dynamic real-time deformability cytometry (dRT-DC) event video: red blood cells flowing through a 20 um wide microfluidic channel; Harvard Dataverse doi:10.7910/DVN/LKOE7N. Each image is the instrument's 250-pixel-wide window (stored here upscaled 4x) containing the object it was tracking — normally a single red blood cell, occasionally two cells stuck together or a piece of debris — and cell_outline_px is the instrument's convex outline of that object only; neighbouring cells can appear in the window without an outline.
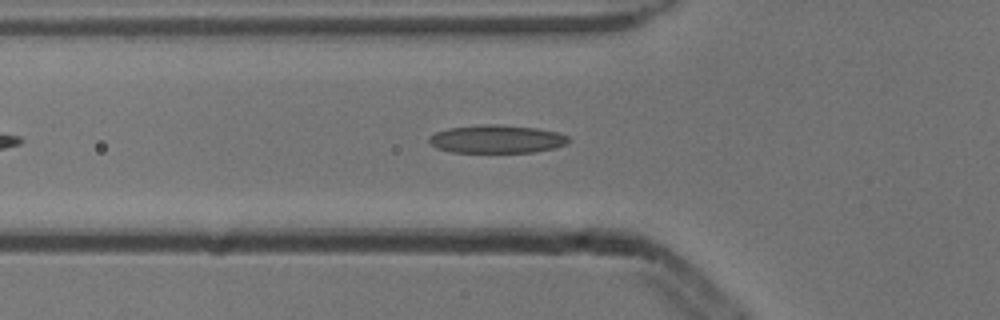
{"species": "common noctule bat (a hibernating species)", "species_latin": "Nyctalus noctula", "temperature_condition": "cold", "stored_images_in_passage": 39, "camera_frame_rate_fps": 3000, "um_per_image_px": 0.085, "animal": {"sex": "male", "body_mass_g": 13.3}, "frame": {"image": 1, "passage_image": 8, "time_ms": 2.333, "image_size_px": [1000, 320], "cell_outline_px": [[572, 140], [568, 144], [552, 148], [532, 152], [452, 152], [436, 148], [428, 140], [428, 136], [436, 132], [448, 128], [484, 124], [496, 124], [536, 128], [556, 132], [568, 136]], "centroid_in_image_um": [42.22, 11.82], "position_along_channel_um": 83.6, "area_um2": 22.83}}
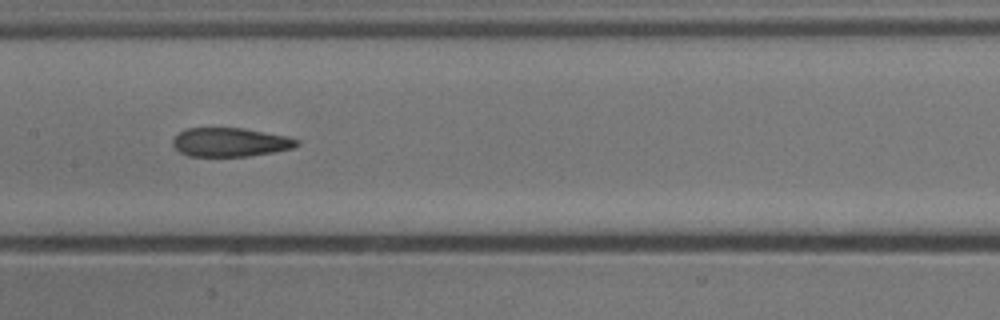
{"frame": {"image": 2, "passage_image": 16, "time_ms": 5.0, "image_size_px": [1000, 320], "cell_outline_px": [[300, 144], [292, 148], [276, 152], [248, 156], [188, 156], [180, 152], [172, 144], [172, 140], [180, 132], [188, 128], [244, 128], [288, 136], [300, 140]], "centroid_in_image_um": [19.61, 12.09], "position_along_channel_um": 187.8, "area_um2": 20.92}}
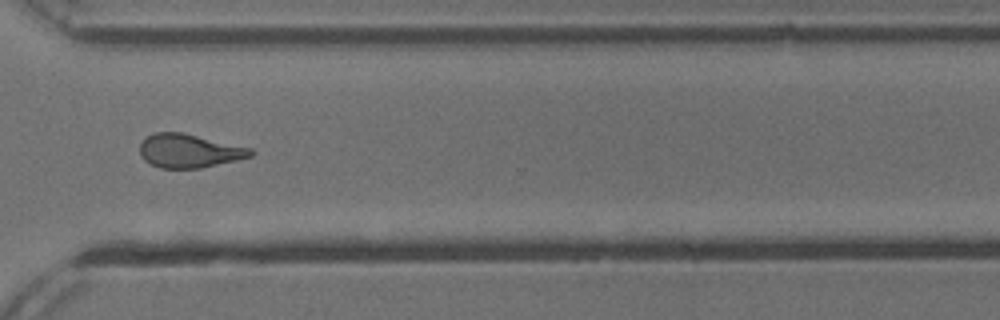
{"frame": {"image": 3, "passage_image": 29, "time_ms": 9.333, "image_size_px": [1000, 320], "cell_outline_px": [[256, 152], [252, 156], [236, 160], [200, 168], [160, 168], [144, 160], [140, 156], [140, 144], [148, 136], [156, 132], [180, 132], [252, 148]], "centroid_in_image_um": [16.09, 12.83], "position_along_channel_um": 354.5, "area_um2": 21.56}, "authors_computed_cell_mechanics": {"area_um2": 21.7906, "velocity_mm_per_s": 3.8654, "shape_relaxation_time_tau1_ms": 8.0297, "shape_relaxation_time_tau2_ms": 2.9872, "deformation_change_tau1": 0.2108, "deformation_change_tau2": 0.114}}